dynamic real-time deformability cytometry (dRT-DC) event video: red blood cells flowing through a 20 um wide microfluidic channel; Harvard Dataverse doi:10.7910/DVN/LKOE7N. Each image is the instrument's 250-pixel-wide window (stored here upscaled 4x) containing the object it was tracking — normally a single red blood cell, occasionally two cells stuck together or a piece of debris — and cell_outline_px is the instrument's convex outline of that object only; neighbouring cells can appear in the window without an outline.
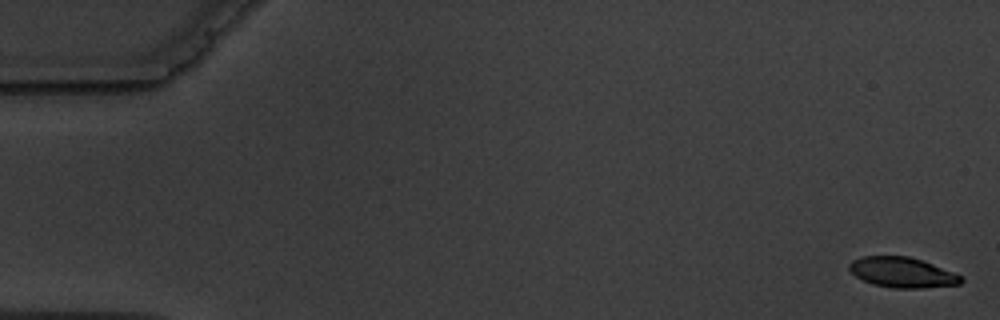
{"species": "common noctule bat (a hibernating species)", "species_latin": "Nyctalus noctula", "temperature_condition": "warm", "stored_images_in_passage": 6, "camera_frame_rate_fps": 3000, "um_per_image_px": 0.085, "animal": {"sex": "male", "body_mass_g": 19.5, "forearm_length_mm": 54.6}, "frame": {"image": 1, "passage_image": 1, "time_ms": 0.0, "image_size_px": [1000, 320], "cell_outline_px": [[964, 280], [960, 284], [920, 288], [892, 288], [872, 284], [856, 276], [848, 268], [848, 264], [852, 260], [860, 256], [908, 256], [932, 264], [964, 276]], "centroid_in_image_um": [76.69, 23.15], "position_along_channel_um": 8.3, "area_um2": 19.71}}
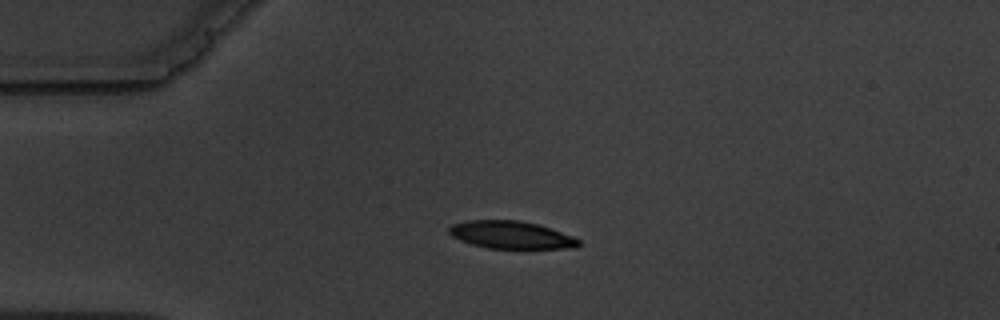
{"frame": {"image": 2, "passage_image": 4, "time_ms": 4.333, "image_size_px": [1000, 320], "cell_outline_px": [[580, 244], [576, 248], [488, 248], [472, 244], [460, 240], [452, 236], [448, 232], [448, 228], [452, 224], [468, 220], [520, 220], [536, 224], [572, 236], [580, 240]], "centroid_in_image_um": [43.41, 19.96], "position_along_channel_um": 41.6, "area_um2": 20.63}}
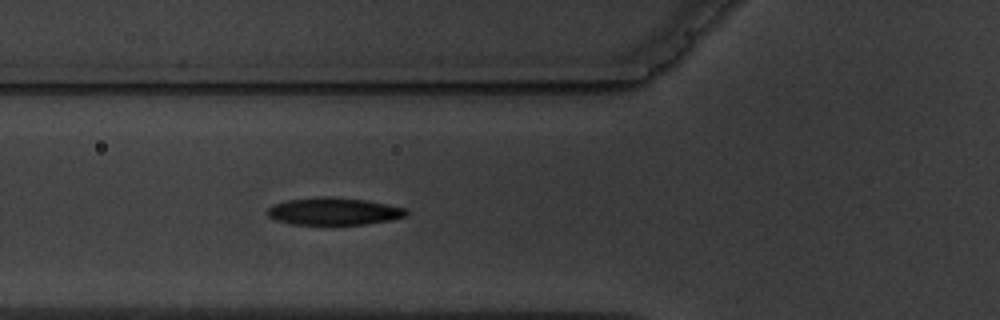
{"frame": {"image": 3, "passage_image": 6, "time_ms": 6.667, "image_size_px": [1000, 320], "cell_outline_px": [[408, 212], [404, 216], [392, 220], [364, 224], [292, 224], [276, 220], [268, 216], [268, 208], [272, 204], [288, 200], [316, 196], [332, 196], [368, 200], [408, 208]], "centroid_in_image_um": [28.39, 17.94], "position_along_channel_um": 97.4, "area_um2": 22.31}}